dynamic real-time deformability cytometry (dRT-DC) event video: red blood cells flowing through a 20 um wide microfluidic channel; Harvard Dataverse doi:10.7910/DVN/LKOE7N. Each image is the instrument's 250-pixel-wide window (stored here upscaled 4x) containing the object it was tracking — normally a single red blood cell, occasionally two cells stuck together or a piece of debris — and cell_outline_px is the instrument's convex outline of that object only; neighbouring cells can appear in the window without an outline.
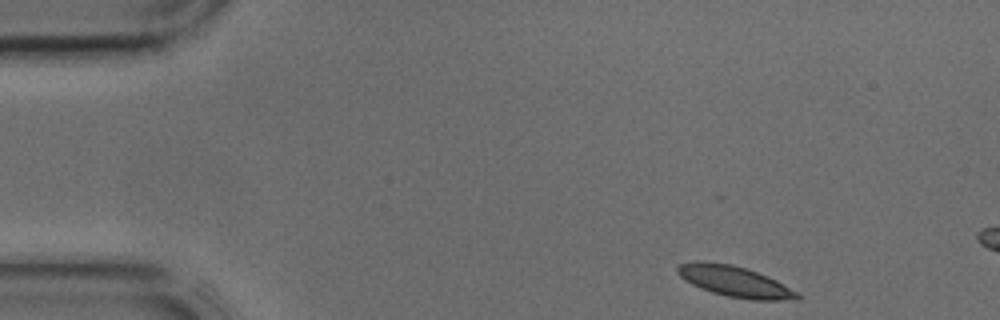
{"species": "common noctule bat (a hibernating species)", "species_latin": "Nyctalus noctula", "temperature_condition": "cold", "stored_images_in_passage": 6, "camera_frame_rate_fps": 3000, "um_per_image_px": 0.085, "animal": {"sex": "male", "body_mass_g": 17.9, "forearm_length_mm": 54.2}, "frame": {"image": 1, "passage_image": 1, "time_ms": 0.0, "image_size_px": [1000, 320], "cell_outline_px": [[800, 300], [752, 300], [728, 296], [712, 292], [692, 284], [684, 280], [676, 272], [676, 268], [680, 264], [696, 260], [704, 260], [732, 264], [768, 276], [776, 280], [796, 292], [800, 296]], "centroid_in_image_um": [62.42, 23.91], "position_along_channel_um": 22.6, "area_um2": 21.44}}